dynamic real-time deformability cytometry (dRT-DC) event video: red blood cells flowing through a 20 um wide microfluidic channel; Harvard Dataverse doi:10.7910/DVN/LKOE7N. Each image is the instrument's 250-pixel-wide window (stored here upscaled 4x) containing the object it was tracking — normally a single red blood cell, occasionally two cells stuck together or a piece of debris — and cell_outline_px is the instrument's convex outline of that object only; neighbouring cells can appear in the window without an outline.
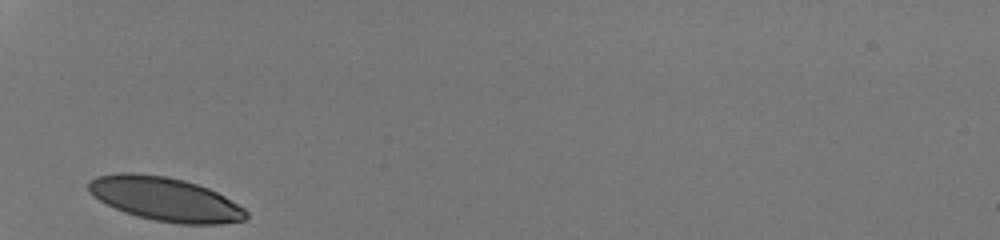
{"species": "human", "species_latin": "Homo sapiens", "temperature_condition": "room temperature", "stored_images_in_passage": 26, "camera_frame_rate_fps": 3000, "um_per_image_px": 0.085, "donor": {"sex": "male"}, "frame": {"image": 1, "passage_image": 1, "time_ms": 0.0, "image_size_px": [1000, 240], "cell_outline_px": [[248, 216], [244, 220], [220, 224], [180, 224], [156, 220], [136, 216], [124, 212], [100, 200], [88, 188], [88, 184], [96, 176], [120, 172], [136, 172], [168, 176], [184, 180], [208, 188], [224, 196], [244, 208], [248, 212]], "centroid_in_image_um": [14.06, 16.91], "position_along_channel_um": 70.9, "area_um2": 40.0}}
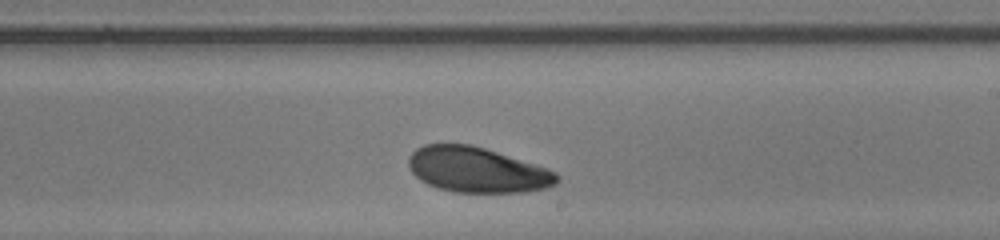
{"frame": {"image": 2, "passage_image": 15, "time_ms": 4.667, "image_size_px": [1000, 240], "cell_outline_px": [[560, 180], [556, 184], [544, 188], [524, 192], [456, 192], [436, 188], [420, 180], [412, 172], [408, 164], [408, 156], [416, 148], [424, 144], [472, 144], [556, 172]], "centroid_in_image_um": [40.5, 14.44], "position_along_channel_um": 248.5, "area_um2": 38.78}}
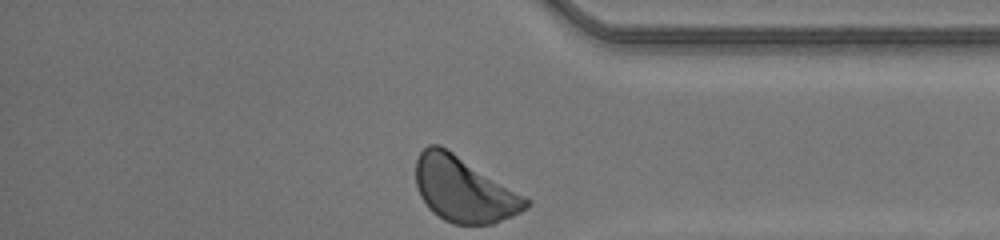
{"frame": {"image": 3, "passage_image": 26, "time_ms": 8.333, "image_size_px": [1000, 240], "cell_outline_px": [[532, 204], [528, 208], [512, 216], [492, 224], [452, 224], [444, 220], [432, 212], [428, 208], [420, 196], [416, 184], [416, 160], [420, 152], [428, 144], [440, 144], [532, 200]], "centroid_in_image_um": [39.43, 16.11], "position_along_channel_um": 395.8, "area_um2": 41.91}, "authors_computed_cell_mechanics": {"area_um2": 39.8531, "velocity_mm_per_s": 4.0943, "shape_relaxation_time_tau1_ms": 1.1113, "shape_relaxation_time_tau2_ms": null, "deformation_change_tau1": 0.0685, "deformation_change_tau2": null}}